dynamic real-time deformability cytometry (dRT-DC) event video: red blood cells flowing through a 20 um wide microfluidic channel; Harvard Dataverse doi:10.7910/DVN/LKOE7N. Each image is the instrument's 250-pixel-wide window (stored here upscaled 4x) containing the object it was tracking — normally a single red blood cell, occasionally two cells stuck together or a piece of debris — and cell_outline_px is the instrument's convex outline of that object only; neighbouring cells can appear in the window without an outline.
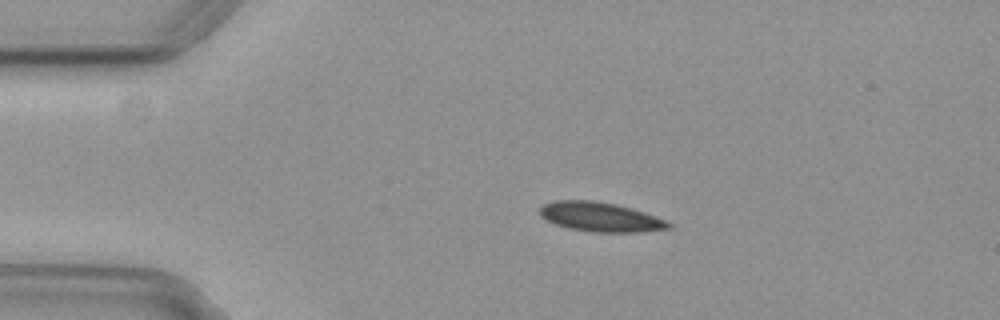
{"species": "common noctule bat (a hibernating species)", "species_latin": "Nyctalus noctula", "temperature_condition": "cold", "stored_images_in_passage": 8, "camera_frame_rate_fps": 3000, "um_per_image_px": 0.085, "animal": {"sex": "female", "body_mass_g": 29.2, "forearm_length_mm": 56.3}, "frame": {"image": 1, "passage_image": 3, "time_ms": 0.667, "image_size_px": [1000, 320], "cell_outline_px": [[672, 228], [640, 232], [596, 232], [568, 228], [556, 224], [540, 216], [540, 208], [544, 204], [556, 200], [592, 200], [616, 204], [632, 208], [644, 212], [664, 220], [672, 224]], "centroid_in_image_um": [51.04, 18.44], "position_along_channel_um": 34.0, "area_um2": 21.91}}